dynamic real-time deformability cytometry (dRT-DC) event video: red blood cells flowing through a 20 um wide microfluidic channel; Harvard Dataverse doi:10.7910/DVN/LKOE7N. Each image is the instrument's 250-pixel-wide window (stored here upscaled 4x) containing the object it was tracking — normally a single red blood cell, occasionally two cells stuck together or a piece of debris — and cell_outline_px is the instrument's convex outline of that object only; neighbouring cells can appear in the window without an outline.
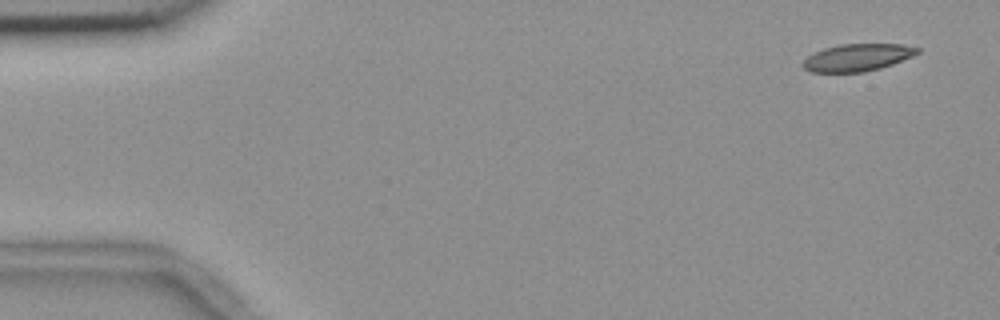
{"species": "common noctule bat (a hibernating species)", "species_latin": "Nyctalus noctula", "temperature_condition": "room temperature", "stored_images_in_passage": 53, "camera_frame_rate_fps": 3000, "um_per_image_px": 0.085, "animal": {"sex": "female", "body_mass_g": 18.4}, "frame": {"image": 1, "passage_image": 1, "time_ms": 0.0, "image_size_px": [1000, 320], "cell_outline_px": [[920, 52], [912, 56], [892, 64], [880, 68], [864, 72], [808, 72], [804, 68], [804, 60], [808, 56], [824, 48], [840, 44], [900, 44], [920, 48]], "centroid_in_image_um": [72.89, 4.88], "position_along_channel_um": 12.1, "area_um2": 18.03}}
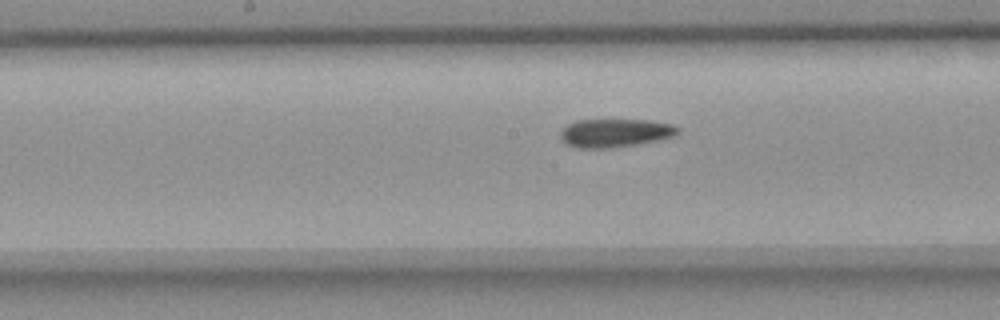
{"frame": {"image": 2, "passage_image": 26, "time_ms": 8.333, "image_size_px": [1000, 320], "cell_outline_px": [[680, 132], [676, 136], [656, 140], [612, 148], [576, 148], [560, 140], [560, 132], [568, 124], [576, 120], [648, 120], [672, 124], [680, 128]], "centroid_in_image_um": [52.28, 11.3], "position_along_channel_um": 195.9, "area_um2": 19.42}}
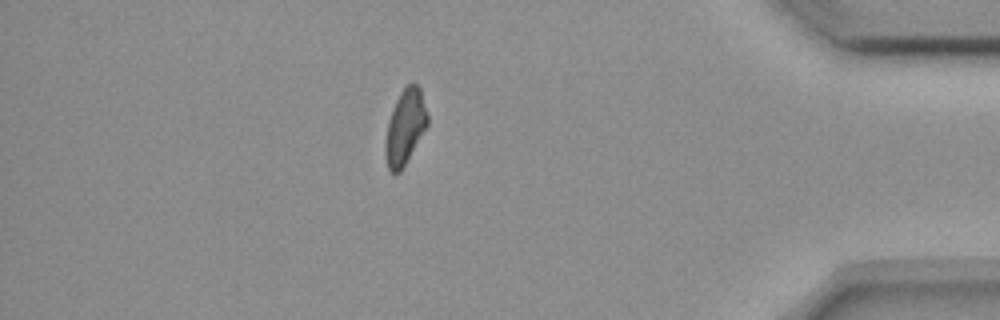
{"frame": {"image": 3, "passage_image": 46, "time_ms": 15.0, "image_size_px": [1000, 320], "cell_outline_px": [[428, 124], [400, 172], [392, 172], [388, 168], [384, 152], [384, 144], [388, 120], [392, 108], [400, 92], [408, 84], [416, 84], [420, 88], [428, 116]], "centroid_in_image_um": [34.41, 10.79], "position_along_channel_um": 400.8, "area_um2": 18.21}}